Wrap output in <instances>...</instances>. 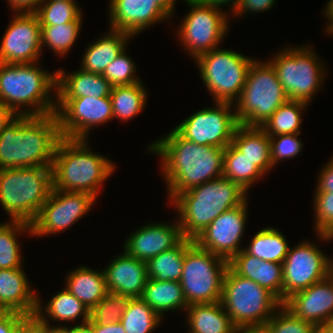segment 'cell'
I'll use <instances>...</instances> for the list:
<instances>
[{"instance_id": "27", "label": "cell", "mask_w": 333, "mask_h": 333, "mask_svg": "<svg viewBox=\"0 0 333 333\" xmlns=\"http://www.w3.org/2000/svg\"><path fill=\"white\" fill-rule=\"evenodd\" d=\"M109 32L88 46L83 56L81 69L103 74L106 67L126 49L127 40L132 36L120 30L111 29Z\"/></svg>"}, {"instance_id": "31", "label": "cell", "mask_w": 333, "mask_h": 333, "mask_svg": "<svg viewBox=\"0 0 333 333\" xmlns=\"http://www.w3.org/2000/svg\"><path fill=\"white\" fill-rule=\"evenodd\" d=\"M194 241L184 238L174 248L164 251L149 259L147 264V277L158 281L180 282L185 251Z\"/></svg>"}, {"instance_id": "3", "label": "cell", "mask_w": 333, "mask_h": 333, "mask_svg": "<svg viewBox=\"0 0 333 333\" xmlns=\"http://www.w3.org/2000/svg\"><path fill=\"white\" fill-rule=\"evenodd\" d=\"M87 143V139L59 140L52 164V189L86 192L97 199L101 184L116 166L107 157L94 154Z\"/></svg>"}, {"instance_id": "19", "label": "cell", "mask_w": 333, "mask_h": 333, "mask_svg": "<svg viewBox=\"0 0 333 333\" xmlns=\"http://www.w3.org/2000/svg\"><path fill=\"white\" fill-rule=\"evenodd\" d=\"M282 305L304 321L327 324L333 319V274L294 293Z\"/></svg>"}, {"instance_id": "30", "label": "cell", "mask_w": 333, "mask_h": 333, "mask_svg": "<svg viewBox=\"0 0 333 333\" xmlns=\"http://www.w3.org/2000/svg\"><path fill=\"white\" fill-rule=\"evenodd\" d=\"M141 298L160 317L164 312L187 309L189 306L185 300L180 282L158 281L149 279L146 282Z\"/></svg>"}, {"instance_id": "57", "label": "cell", "mask_w": 333, "mask_h": 333, "mask_svg": "<svg viewBox=\"0 0 333 333\" xmlns=\"http://www.w3.org/2000/svg\"><path fill=\"white\" fill-rule=\"evenodd\" d=\"M70 333H93V323L88 321L70 328Z\"/></svg>"}, {"instance_id": "41", "label": "cell", "mask_w": 333, "mask_h": 333, "mask_svg": "<svg viewBox=\"0 0 333 333\" xmlns=\"http://www.w3.org/2000/svg\"><path fill=\"white\" fill-rule=\"evenodd\" d=\"M130 300L129 296L108 291L106 296L90 310L89 321L105 325L120 322Z\"/></svg>"}, {"instance_id": "18", "label": "cell", "mask_w": 333, "mask_h": 333, "mask_svg": "<svg viewBox=\"0 0 333 333\" xmlns=\"http://www.w3.org/2000/svg\"><path fill=\"white\" fill-rule=\"evenodd\" d=\"M246 219L247 201L220 214L193 241L229 262L242 250L239 242L243 237Z\"/></svg>"}, {"instance_id": "20", "label": "cell", "mask_w": 333, "mask_h": 333, "mask_svg": "<svg viewBox=\"0 0 333 333\" xmlns=\"http://www.w3.org/2000/svg\"><path fill=\"white\" fill-rule=\"evenodd\" d=\"M184 239L179 222L152 223L136 229L127 239L124 251L131 257L147 262L156 255L177 246Z\"/></svg>"}, {"instance_id": "29", "label": "cell", "mask_w": 333, "mask_h": 333, "mask_svg": "<svg viewBox=\"0 0 333 333\" xmlns=\"http://www.w3.org/2000/svg\"><path fill=\"white\" fill-rule=\"evenodd\" d=\"M66 290L73 294L89 310L107 294L104 271L97 272L91 268L79 267L66 277Z\"/></svg>"}, {"instance_id": "38", "label": "cell", "mask_w": 333, "mask_h": 333, "mask_svg": "<svg viewBox=\"0 0 333 333\" xmlns=\"http://www.w3.org/2000/svg\"><path fill=\"white\" fill-rule=\"evenodd\" d=\"M161 317L141 298H131L120 323L126 333H151L161 322Z\"/></svg>"}, {"instance_id": "34", "label": "cell", "mask_w": 333, "mask_h": 333, "mask_svg": "<svg viewBox=\"0 0 333 333\" xmlns=\"http://www.w3.org/2000/svg\"><path fill=\"white\" fill-rule=\"evenodd\" d=\"M264 175L252 161L239 152L232 144L225 148L222 176L238 184L247 192L249 187Z\"/></svg>"}, {"instance_id": "60", "label": "cell", "mask_w": 333, "mask_h": 333, "mask_svg": "<svg viewBox=\"0 0 333 333\" xmlns=\"http://www.w3.org/2000/svg\"><path fill=\"white\" fill-rule=\"evenodd\" d=\"M327 325L331 329V333H333V319L330 322H328Z\"/></svg>"}, {"instance_id": "21", "label": "cell", "mask_w": 333, "mask_h": 333, "mask_svg": "<svg viewBox=\"0 0 333 333\" xmlns=\"http://www.w3.org/2000/svg\"><path fill=\"white\" fill-rule=\"evenodd\" d=\"M110 28L132 37L169 16L152 0H110Z\"/></svg>"}, {"instance_id": "52", "label": "cell", "mask_w": 333, "mask_h": 333, "mask_svg": "<svg viewBox=\"0 0 333 333\" xmlns=\"http://www.w3.org/2000/svg\"><path fill=\"white\" fill-rule=\"evenodd\" d=\"M16 333H41V323L34 317H29L17 330Z\"/></svg>"}, {"instance_id": "14", "label": "cell", "mask_w": 333, "mask_h": 333, "mask_svg": "<svg viewBox=\"0 0 333 333\" xmlns=\"http://www.w3.org/2000/svg\"><path fill=\"white\" fill-rule=\"evenodd\" d=\"M95 198L86 192L51 189L47 201L31 223V235H49L69 228L88 213L95 203Z\"/></svg>"}, {"instance_id": "13", "label": "cell", "mask_w": 333, "mask_h": 333, "mask_svg": "<svg viewBox=\"0 0 333 333\" xmlns=\"http://www.w3.org/2000/svg\"><path fill=\"white\" fill-rule=\"evenodd\" d=\"M231 107L232 103L216 102L214 108L199 110L174 129L184 139L196 144L226 148L239 125Z\"/></svg>"}, {"instance_id": "37", "label": "cell", "mask_w": 333, "mask_h": 333, "mask_svg": "<svg viewBox=\"0 0 333 333\" xmlns=\"http://www.w3.org/2000/svg\"><path fill=\"white\" fill-rule=\"evenodd\" d=\"M20 232L32 234L31 224L23 221L0 224V269L22 267L21 259L23 257L20 255L19 243L17 242V235Z\"/></svg>"}, {"instance_id": "12", "label": "cell", "mask_w": 333, "mask_h": 333, "mask_svg": "<svg viewBox=\"0 0 333 333\" xmlns=\"http://www.w3.org/2000/svg\"><path fill=\"white\" fill-rule=\"evenodd\" d=\"M191 7L180 23L178 36L191 57L216 49L228 31V16L219 7L195 0H185Z\"/></svg>"}, {"instance_id": "54", "label": "cell", "mask_w": 333, "mask_h": 333, "mask_svg": "<svg viewBox=\"0 0 333 333\" xmlns=\"http://www.w3.org/2000/svg\"><path fill=\"white\" fill-rule=\"evenodd\" d=\"M16 117L17 115L11 109L0 104V134Z\"/></svg>"}, {"instance_id": "48", "label": "cell", "mask_w": 333, "mask_h": 333, "mask_svg": "<svg viewBox=\"0 0 333 333\" xmlns=\"http://www.w3.org/2000/svg\"><path fill=\"white\" fill-rule=\"evenodd\" d=\"M316 187L315 192L333 193V157L320 172Z\"/></svg>"}, {"instance_id": "5", "label": "cell", "mask_w": 333, "mask_h": 333, "mask_svg": "<svg viewBox=\"0 0 333 333\" xmlns=\"http://www.w3.org/2000/svg\"><path fill=\"white\" fill-rule=\"evenodd\" d=\"M57 87V74L30 64L0 63V104L17 116H42L53 114L56 101L50 97ZM32 106L30 111L22 107ZM33 109V110H32Z\"/></svg>"}, {"instance_id": "26", "label": "cell", "mask_w": 333, "mask_h": 333, "mask_svg": "<svg viewBox=\"0 0 333 333\" xmlns=\"http://www.w3.org/2000/svg\"><path fill=\"white\" fill-rule=\"evenodd\" d=\"M231 144L264 174L273 167L270 137L261 127L239 124L234 131Z\"/></svg>"}, {"instance_id": "46", "label": "cell", "mask_w": 333, "mask_h": 333, "mask_svg": "<svg viewBox=\"0 0 333 333\" xmlns=\"http://www.w3.org/2000/svg\"><path fill=\"white\" fill-rule=\"evenodd\" d=\"M28 318L16 312L0 310V333H16Z\"/></svg>"}, {"instance_id": "56", "label": "cell", "mask_w": 333, "mask_h": 333, "mask_svg": "<svg viewBox=\"0 0 333 333\" xmlns=\"http://www.w3.org/2000/svg\"><path fill=\"white\" fill-rule=\"evenodd\" d=\"M157 4L169 17L174 13L176 0H152Z\"/></svg>"}, {"instance_id": "23", "label": "cell", "mask_w": 333, "mask_h": 333, "mask_svg": "<svg viewBox=\"0 0 333 333\" xmlns=\"http://www.w3.org/2000/svg\"><path fill=\"white\" fill-rule=\"evenodd\" d=\"M37 297L22 268L0 269V310L34 317Z\"/></svg>"}, {"instance_id": "2", "label": "cell", "mask_w": 333, "mask_h": 333, "mask_svg": "<svg viewBox=\"0 0 333 333\" xmlns=\"http://www.w3.org/2000/svg\"><path fill=\"white\" fill-rule=\"evenodd\" d=\"M61 138L56 113L17 116L0 134V169L52 167Z\"/></svg>"}, {"instance_id": "6", "label": "cell", "mask_w": 333, "mask_h": 333, "mask_svg": "<svg viewBox=\"0 0 333 333\" xmlns=\"http://www.w3.org/2000/svg\"><path fill=\"white\" fill-rule=\"evenodd\" d=\"M52 189V167L0 169V203L10 221L31 224Z\"/></svg>"}, {"instance_id": "58", "label": "cell", "mask_w": 333, "mask_h": 333, "mask_svg": "<svg viewBox=\"0 0 333 333\" xmlns=\"http://www.w3.org/2000/svg\"><path fill=\"white\" fill-rule=\"evenodd\" d=\"M327 4L324 12L329 24H327L326 30L331 34L333 32V0H329Z\"/></svg>"}, {"instance_id": "44", "label": "cell", "mask_w": 333, "mask_h": 333, "mask_svg": "<svg viewBox=\"0 0 333 333\" xmlns=\"http://www.w3.org/2000/svg\"><path fill=\"white\" fill-rule=\"evenodd\" d=\"M267 324L270 326L272 333H310L314 325L295 317L283 305L274 312Z\"/></svg>"}, {"instance_id": "8", "label": "cell", "mask_w": 333, "mask_h": 333, "mask_svg": "<svg viewBox=\"0 0 333 333\" xmlns=\"http://www.w3.org/2000/svg\"><path fill=\"white\" fill-rule=\"evenodd\" d=\"M221 303L236 328L267 323L282 305L272 292L240 276L230 266L223 278Z\"/></svg>"}, {"instance_id": "24", "label": "cell", "mask_w": 333, "mask_h": 333, "mask_svg": "<svg viewBox=\"0 0 333 333\" xmlns=\"http://www.w3.org/2000/svg\"><path fill=\"white\" fill-rule=\"evenodd\" d=\"M229 266L240 276L253 280L272 292L283 303L282 264L258 259L243 249L230 261Z\"/></svg>"}, {"instance_id": "42", "label": "cell", "mask_w": 333, "mask_h": 333, "mask_svg": "<svg viewBox=\"0 0 333 333\" xmlns=\"http://www.w3.org/2000/svg\"><path fill=\"white\" fill-rule=\"evenodd\" d=\"M314 196L315 232L321 240H331L333 238V193L316 192Z\"/></svg>"}, {"instance_id": "11", "label": "cell", "mask_w": 333, "mask_h": 333, "mask_svg": "<svg viewBox=\"0 0 333 333\" xmlns=\"http://www.w3.org/2000/svg\"><path fill=\"white\" fill-rule=\"evenodd\" d=\"M195 61L215 102L233 104V100L237 101L241 95L254 59L234 50L216 48L198 56Z\"/></svg>"}, {"instance_id": "55", "label": "cell", "mask_w": 333, "mask_h": 333, "mask_svg": "<svg viewBox=\"0 0 333 333\" xmlns=\"http://www.w3.org/2000/svg\"><path fill=\"white\" fill-rule=\"evenodd\" d=\"M197 2H200V3H204V4H210V5H214L215 7H221V6H225V4H230L231 6V12L233 13L234 10L236 9L238 3H239V0H195ZM232 4V5H231Z\"/></svg>"}, {"instance_id": "15", "label": "cell", "mask_w": 333, "mask_h": 333, "mask_svg": "<svg viewBox=\"0 0 333 333\" xmlns=\"http://www.w3.org/2000/svg\"><path fill=\"white\" fill-rule=\"evenodd\" d=\"M318 248L307 241L289 248L282 263L283 302L294 293L309 288L331 274L332 260Z\"/></svg>"}, {"instance_id": "35", "label": "cell", "mask_w": 333, "mask_h": 333, "mask_svg": "<svg viewBox=\"0 0 333 333\" xmlns=\"http://www.w3.org/2000/svg\"><path fill=\"white\" fill-rule=\"evenodd\" d=\"M142 83L112 87L110 99L113 119L119 118V120L128 121L143 110L147 93Z\"/></svg>"}, {"instance_id": "32", "label": "cell", "mask_w": 333, "mask_h": 333, "mask_svg": "<svg viewBox=\"0 0 333 333\" xmlns=\"http://www.w3.org/2000/svg\"><path fill=\"white\" fill-rule=\"evenodd\" d=\"M243 250L258 259L283 263L289 251V244L285 236L276 228L267 227L258 231Z\"/></svg>"}, {"instance_id": "53", "label": "cell", "mask_w": 333, "mask_h": 333, "mask_svg": "<svg viewBox=\"0 0 333 333\" xmlns=\"http://www.w3.org/2000/svg\"><path fill=\"white\" fill-rule=\"evenodd\" d=\"M235 333H272V331L270 326L264 323L238 327Z\"/></svg>"}, {"instance_id": "51", "label": "cell", "mask_w": 333, "mask_h": 333, "mask_svg": "<svg viewBox=\"0 0 333 333\" xmlns=\"http://www.w3.org/2000/svg\"><path fill=\"white\" fill-rule=\"evenodd\" d=\"M93 333H126L123 325L120 322L111 324H97L93 323Z\"/></svg>"}, {"instance_id": "16", "label": "cell", "mask_w": 333, "mask_h": 333, "mask_svg": "<svg viewBox=\"0 0 333 333\" xmlns=\"http://www.w3.org/2000/svg\"><path fill=\"white\" fill-rule=\"evenodd\" d=\"M55 100V113L63 138L87 139L88 132L93 126L104 124V122L113 119L110 96Z\"/></svg>"}, {"instance_id": "49", "label": "cell", "mask_w": 333, "mask_h": 333, "mask_svg": "<svg viewBox=\"0 0 333 333\" xmlns=\"http://www.w3.org/2000/svg\"><path fill=\"white\" fill-rule=\"evenodd\" d=\"M14 12H35L42 0H7Z\"/></svg>"}, {"instance_id": "7", "label": "cell", "mask_w": 333, "mask_h": 333, "mask_svg": "<svg viewBox=\"0 0 333 333\" xmlns=\"http://www.w3.org/2000/svg\"><path fill=\"white\" fill-rule=\"evenodd\" d=\"M288 100L273 66L254 60L235 107L236 120L244 126L261 127Z\"/></svg>"}, {"instance_id": "45", "label": "cell", "mask_w": 333, "mask_h": 333, "mask_svg": "<svg viewBox=\"0 0 333 333\" xmlns=\"http://www.w3.org/2000/svg\"><path fill=\"white\" fill-rule=\"evenodd\" d=\"M299 134L275 135L270 137L272 165L282 159H291L302 149V142L297 138Z\"/></svg>"}, {"instance_id": "47", "label": "cell", "mask_w": 333, "mask_h": 333, "mask_svg": "<svg viewBox=\"0 0 333 333\" xmlns=\"http://www.w3.org/2000/svg\"><path fill=\"white\" fill-rule=\"evenodd\" d=\"M275 0H239L234 14L242 15L247 12H264L274 6ZM244 12V13H243Z\"/></svg>"}, {"instance_id": "4", "label": "cell", "mask_w": 333, "mask_h": 333, "mask_svg": "<svg viewBox=\"0 0 333 333\" xmlns=\"http://www.w3.org/2000/svg\"><path fill=\"white\" fill-rule=\"evenodd\" d=\"M247 192L238 184L221 176L179 194L171 203L184 238L194 239L225 211L243 204Z\"/></svg>"}, {"instance_id": "43", "label": "cell", "mask_w": 333, "mask_h": 333, "mask_svg": "<svg viewBox=\"0 0 333 333\" xmlns=\"http://www.w3.org/2000/svg\"><path fill=\"white\" fill-rule=\"evenodd\" d=\"M136 65L126 55L125 49L104 70L103 76L112 86L132 85L141 82L135 76ZM140 80V81H139Z\"/></svg>"}, {"instance_id": "50", "label": "cell", "mask_w": 333, "mask_h": 333, "mask_svg": "<svg viewBox=\"0 0 333 333\" xmlns=\"http://www.w3.org/2000/svg\"><path fill=\"white\" fill-rule=\"evenodd\" d=\"M34 318L41 323V333H70L69 327H50L49 320L46 319V316L43 315H34Z\"/></svg>"}, {"instance_id": "36", "label": "cell", "mask_w": 333, "mask_h": 333, "mask_svg": "<svg viewBox=\"0 0 333 333\" xmlns=\"http://www.w3.org/2000/svg\"><path fill=\"white\" fill-rule=\"evenodd\" d=\"M307 105L301 101L288 99L266 120L261 128L268 136L300 134L301 114Z\"/></svg>"}, {"instance_id": "40", "label": "cell", "mask_w": 333, "mask_h": 333, "mask_svg": "<svg viewBox=\"0 0 333 333\" xmlns=\"http://www.w3.org/2000/svg\"><path fill=\"white\" fill-rule=\"evenodd\" d=\"M35 13L41 26H54L83 19L77 3L67 0H42Z\"/></svg>"}, {"instance_id": "10", "label": "cell", "mask_w": 333, "mask_h": 333, "mask_svg": "<svg viewBox=\"0 0 333 333\" xmlns=\"http://www.w3.org/2000/svg\"><path fill=\"white\" fill-rule=\"evenodd\" d=\"M310 48L289 47L268 61L275 69L289 100L308 104L324 81L323 63L319 62L318 53Z\"/></svg>"}, {"instance_id": "28", "label": "cell", "mask_w": 333, "mask_h": 333, "mask_svg": "<svg viewBox=\"0 0 333 333\" xmlns=\"http://www.w3.org/2000/svg\"><path fill=\"white\" fill-rule=\"evenodd\" d=\"M188 333H235L236 327L226 313L221 301L192 304L187 307Z\"/></svg>"}, {"instance_id": "39", "label": "cell", "mask_w": 333, "mask_h": 333, "mask_svg": "<svg viewBox=\"0 0 333 333\" xmlns=\"http://www.w3.org/2000/svg\"><path fill=\"white\" fill-rule=\"evenodd\" d=\"M82 20L54 26H41L42 47L48 46L58 55L64 56L76 42L80 32Z\"/></svg>"}, {"instance_id": "9", "label": "cell", "mask_w": 333, "mask_h": 333, "mask_svg": "<svg viewBox=\"0 0 333 333\" xmlns=\"http://www.w3.org/2000/svg\"><path fill=\"white\" fill-rule=\"evenodd\" d=\"M228 266V261L193 242L185 251L180 279L187 304L220 302Z\"/></svg>"}, {"instance_id": "33", "label": "cell", "mask_w": 333, "mask_h": 333, "mask_svg": "<svg viewBox=\"0 0 333 333\" xmlns=\"http://www.w3.org/2000/svg\"><path fill=\"white\" fill-rule=\"evenodd\" d=\"M41 304L42 302L37 297V308L34 315L47 314L46 316L49 315L50 319L65 322L74 321L82 315V324L90 320V310L66 289L54 295L45 308Z\"/></svg>"}, {"instance_id": "59", "label": "cell", "mask_w": 333, "mask_h": 333, "mask_svg": "<svg viewBox=\"0 0 333 333\" xmlns=\"http://www.w3.org/2000/svg\"><path fill=\"white\" fill-rule=\"evenodd\" d=\"M310 333H331V329L327 324L313 325Z\"/></svg>"}, {"instance_id": "1", "label": "cell", "mask_w": 333, "mask_h": 333, "mask_svg": "<svg viewBox=\"0 0 333 333\" xmlns=\"http://www.w3.org/2000/svg\"><path fill=\"white\" fill-rule=\"evenodd\" d=\"M149 149L162 159L161 170L171 202L179 194L222 176L225 148L196 144L175 129L154 141Z\"/></svg>"}, {"instance_id": "25", "label": "cell", "mask_w": 333, "mask_h": 333, "mask_svg": "<svg viewBox=\"0 0 333 333\" xmlns=\"http://www.w3.org/2000/svg\"><path fill=\"white\" fill-rule=\"evenodd\" d=\"M56 99H71L78 97H107L110 96L112 85L102 75L80 70L68 74L60 69L56 71Z\"/></svg>"}, {"instance_id": "22", "label": "cell", "mask_w": 333, "mask_h": 333, "mask_svg": "<svg viewBox=\"0 0 333 333\" xmlns=\"http://www.w3.org/2000/svg\"><path fill=\"white\" fill-rule=\"evenodd\" d=\"M103 271L107 291L130 298L142 296L148 280L145 261L131 257L124 251L122 255L115 257Z\"/></svg>"}, {"instance_id": "17", "label": "cell", "mask_w": 333, "mask_h": 333, "mask_svg": "<svg viewBox=\"0 0 333 333\" xmlns=\"http://www.w3.org/2000/svg\"><path fill=\"white\" fill-rule=\"evenodd\" d=\"M0 44V63H38L40 58L41 25L35 12H15Z\"/></svg>"}]
</instances>
